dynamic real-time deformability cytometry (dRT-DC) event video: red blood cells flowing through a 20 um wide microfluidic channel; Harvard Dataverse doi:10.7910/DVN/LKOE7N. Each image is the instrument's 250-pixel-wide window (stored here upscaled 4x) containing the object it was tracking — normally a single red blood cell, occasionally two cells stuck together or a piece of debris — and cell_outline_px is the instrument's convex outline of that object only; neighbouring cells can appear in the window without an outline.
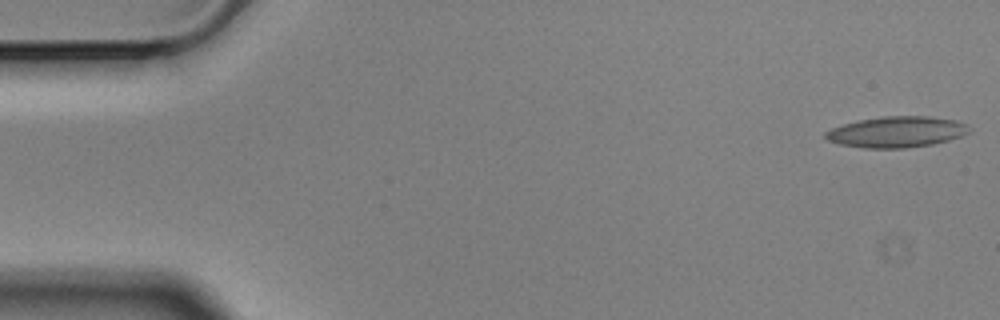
{"species": "Egyptian fruit bat (a non-hibernating species)", "species_latin": "Rousettus aegyptiacus", "temperature_condition": "cold", "stored_images_in_passage": 17, "camera_frame_rate_fps": 3000, "um_per_image_px": 0.085, "animal": {"sex": "male"}, "frame": {"image": 1, "passage_image": 1, "time_ms": 0.0, "image_size_px": [1000, 320], "cell_outline_px": [[972, 128], [968, 132], [960, 136], [948, 140], [932, 144], [904, 148], [864, 148], [840, 144], [828, 140], [824, 136], [824, 132], [832, 128], [844, 124], [860, 120], [884, 116], [928, 116], [956, 120]], "centroid_in_image_um": [76.21, 11.21], "position_along_channel_um": 8.8, "area_um2": 25.72}}
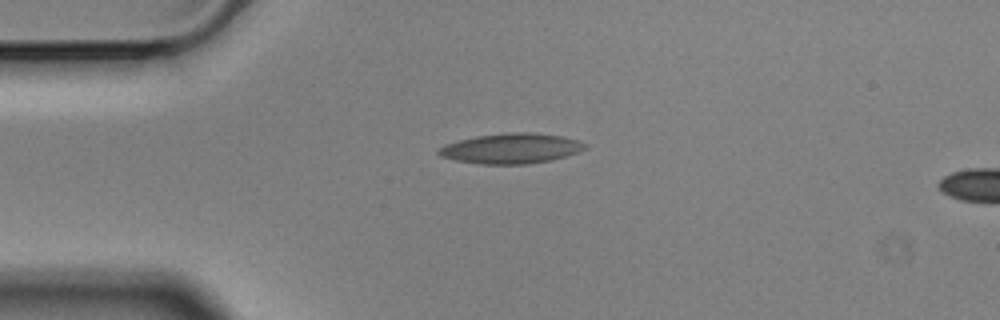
{"frame": {"image": 2, "passage_image": 13, "time_ms": 4.0, "image_size_px": [1000, 320], "cell_outline_px": [[584, 148], [576, 152], [552, 160], [528, 164], [480, 164], [456, 160], [440, 156], [436, 152], [444, 144], [476, 136], [508, 132], [528, 132], [560, 136], [576, 140], [584, 144]], "centroid_in_image_um": [43.38, 12.62], "position_along_channel_um": 41.6, "area_um2": 25.37}}